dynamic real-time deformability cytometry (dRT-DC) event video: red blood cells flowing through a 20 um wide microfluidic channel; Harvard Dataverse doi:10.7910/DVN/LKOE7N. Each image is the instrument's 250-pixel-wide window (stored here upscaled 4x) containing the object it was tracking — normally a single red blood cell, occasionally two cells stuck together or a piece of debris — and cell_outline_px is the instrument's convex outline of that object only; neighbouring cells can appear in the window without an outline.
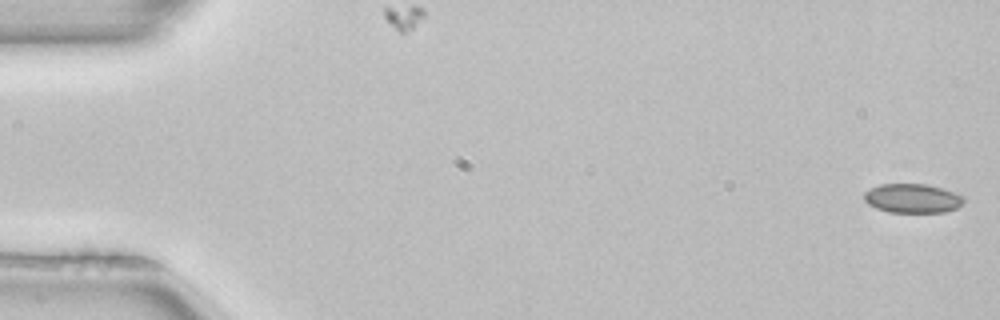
{"species": "common noctule bat (a hibernating species)", "species_latin": "Nyctalus noctula", "temperature_condition": "room temperature", "stored_images_in_passage": 52, "camera_frame_rate_fps": 3000, "um_per_image_px": 0.085, "animal": {"sex": "female", "body_mass_g": 22.7, "forearm_length_mm": 54.2}, "frame": {"image": 1, "passage_image": 1, "time_ms": 0.0, "image_size_px": [1000, 320], "cell_outline_px": [[964, 200], [956, 208], [944, 212], [888, 212], [876, 208], [868, 204], [864, 200], [864, 192], [880, 184], [928, 184], [956, 192], [964, 196]], "centroid_in_image_um": [77.56, 16.85], "position_along_channel_um": 7.4, "area_um2": 16.94}}
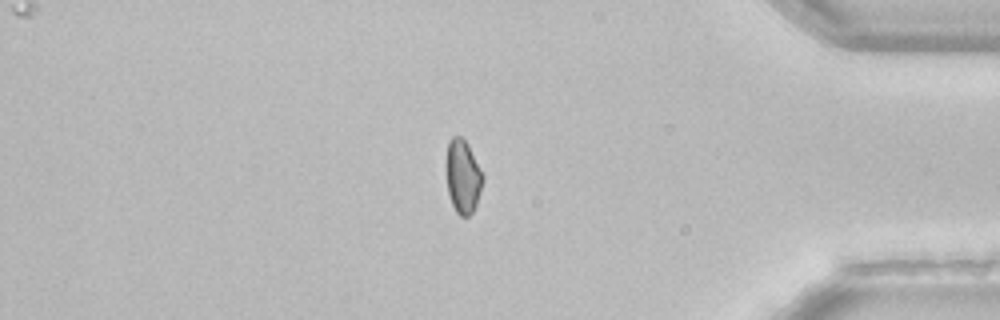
{"frame": {"image": 2, "passage_image": 44, "time_ms": 14.333, "image_size_px": [1000, 320], "cell_outline_px": [[484, 180], [476, 204], [472, 212], [468, 216], [460, 216], [456, 212], [452, 204], [448, 192], [444, 168], [448, 140], [452, 136], [460, 136], [468, 144], [484, 176]], "centroid_in_image_um": [39.31, 14.97], "position_along_channel_um": 395.9, "area_um2": 16.01}}
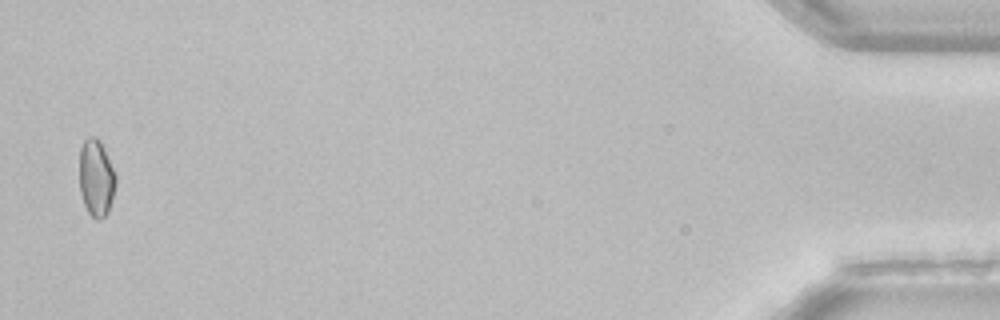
{"frame": {"image": 3, "passage_image": 51, "time_ms": 16.667, "image_size_px": [1000, 320], "cell_outline_px": [[116, 184], [112, 200], [108, 212], [100, 220], [96, 220], [88, 212], [84, 204], [80, 192], [80, 148], [84, 140], [88, 136], [96, 136], [100, 140], [116, 176]], "centroid_in_image_um": [8.17, 15.13], "position_along_channel_um": 427.0, "area_um2": 16.3}, "authors_computed_cell_mechanics": {"area_um2": 16.6753, "velocity_mm_per_s": 3.9795, "shape_relaxation_time_tau1_ms": 9.2197, "shape_relaxation_time_tau2_ms": null, "deformation_change_tau1": 0.1063, "deformation_change_tau2": null}}